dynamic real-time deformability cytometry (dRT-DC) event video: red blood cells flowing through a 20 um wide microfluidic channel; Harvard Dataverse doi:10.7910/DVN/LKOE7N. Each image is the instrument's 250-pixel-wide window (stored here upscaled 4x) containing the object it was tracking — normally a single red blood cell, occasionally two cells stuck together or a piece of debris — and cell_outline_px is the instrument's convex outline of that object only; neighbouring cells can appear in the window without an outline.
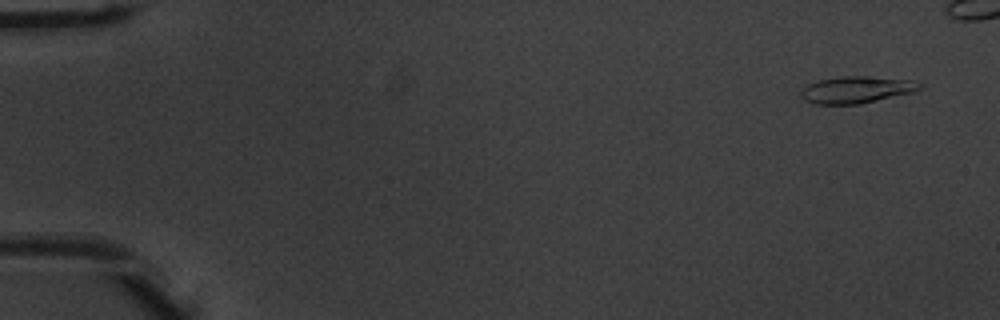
{"species": "common noctule bat (a hibernating species)", "species_latin": "Nyctalus noctula", "temperature_condition": "warm", "stored_images_in_passage": 47, "camera_frame_rate_fps": 3000, "um_per_image_px": 0.085, "animal": {"sex": "male", "body_mass_g": 20.1, "forearm_length_mm": 53.5}, "frame": {"image": 1, "passage_image": 3, "time_ms": 0.667, "image_size_px": [1000, 320], "cell_outline_px": [[920, 88], [916, 92], [860, 104], [812, 104], [804, 100], [800, 96], [800, 92], [808, 84], [816, 80], [844, 76], [868, 76], [908, 80], [920, 84]], "centroid_in_image_um": [72.75, 7.64], "position_along_channel_um": 12.2, "area_um2": 18.61}}
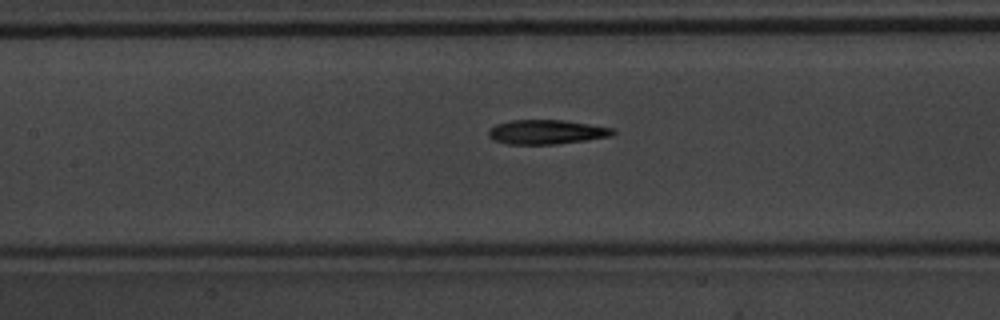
{"frame": {"image": 2, "passage_image": 25, "time_ms": 8.0, "image_size_px": [1000, 320], "cell_outline_px": [[616, 132], [612, 136], [588, 140], [556, 144], [508, 144], [492, 140], [488, 136], [488, 128], [496, 124], [512, 120], [564, 120], [616, 128]], "centroid_in_image_um": [46.47, 11.22], "position_along_channel_um": 160.9, "area_um2": 17.92}}
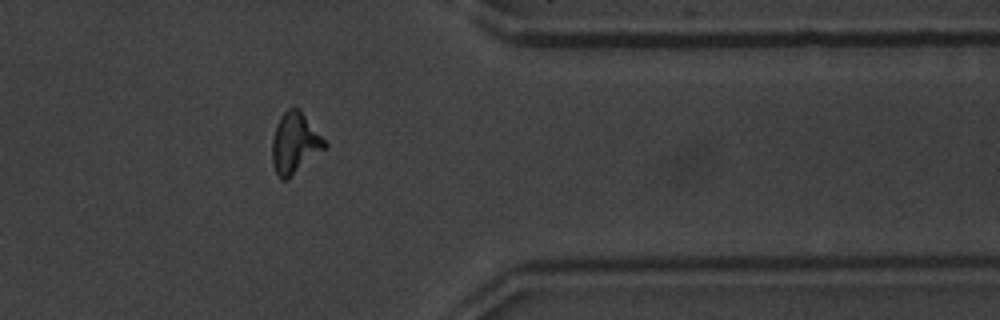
{"frame": {"image": 3, "passage_image": 43, "time_ms": 14.0, "image_size_px": [1000, 320], "cell_outline_px": [[328, 148], [288, 180], [280, 180], [272, 164], [272, 140], [276, 124], [280, 116], [288, 108], [300, 108], [328, 144]], "centroid_in_image_um": [25.08, 12.2], "position_along_channel_um": 386.3, "area_um2": 19.13}}